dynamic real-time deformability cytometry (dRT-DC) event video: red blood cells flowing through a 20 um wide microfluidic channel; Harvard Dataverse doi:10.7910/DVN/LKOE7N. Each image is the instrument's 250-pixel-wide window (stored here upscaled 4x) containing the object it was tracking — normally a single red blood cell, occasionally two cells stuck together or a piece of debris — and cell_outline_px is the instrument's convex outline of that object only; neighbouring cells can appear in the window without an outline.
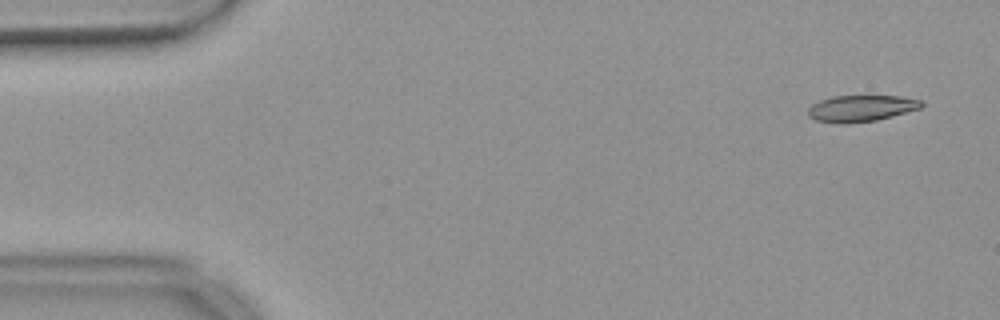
{"species": "common noctule bat (a hibernating species)", "species_latin": "Nyctalus noctula", "temperature_condition": "warm", "stored_images_in_passage": 55, "camera_frame_rate_fps": 3000, "um_per_image_px": 0.085, "animal": {"sex": "female", "body_mass_g": 18.4}, "frame": {"image": 1, "passage_image": 3, "time_ms": 0.667, "image_size_px": [1000, 320], "cell_outline_px": [[924, 104], [920, 108], [892, 116], [876, 120], [848, 124], [840, 124], [816, 120], [808, 116], [808, 108], [812, 104], [820, 100], [832, 96], [900, 96], [924, 100]], "centroid_in_image_um": [73.19, 9.21], "position_along_channel_um": 11.8, "area_um2": 17.57}}
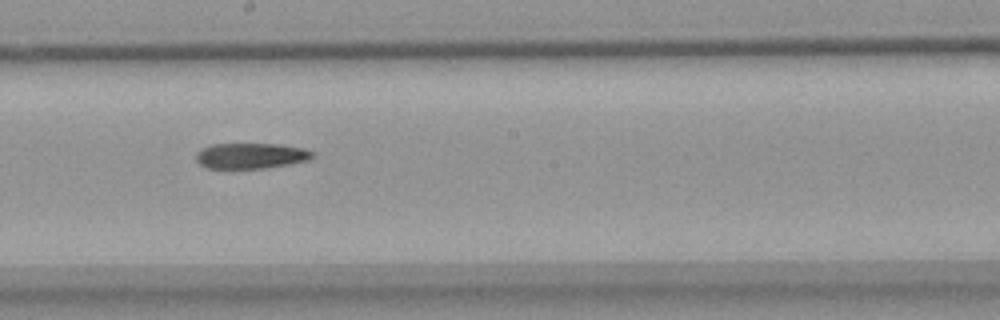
{"frame": {"image": 2, "passage_image": 30, "time_ms": 9.667, "image_size_px": [1000, 320], "cell_outline_px": [[316, 156], [308, 160], [288, 164], [264, 168], [208, 168], [200, 164], [196, 160], [196, 152], [200, 148], [212, 144], [280, 144], [304, 148], [316, 152]], "centroid_in_image_um": [21.35, 13.23], "position_along_channel_um": 226.9, "area_um2": 17.51}}
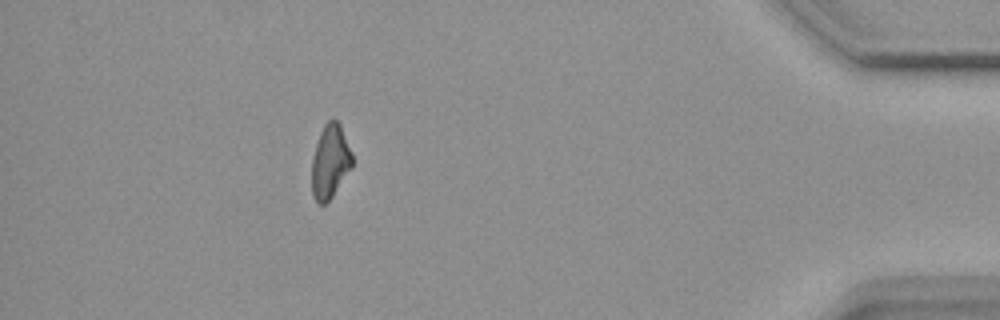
{"frame": {"image": 3, "passage_image": 49, "time_ms": 16.0, "image_size_px": [1000, 320], "cell_outline_px": [[352, 168], [332, 196], [324, 204], [320, 204], [312, 196], [312, 156], [320, 132], [324, 124], [328, 120], [336, 120], [340, 124], [352, 152]], "centroid_in_image_um": [28.06, 13.72], "position_along_channel_um": 407.1, "area_um2": 17.34}}